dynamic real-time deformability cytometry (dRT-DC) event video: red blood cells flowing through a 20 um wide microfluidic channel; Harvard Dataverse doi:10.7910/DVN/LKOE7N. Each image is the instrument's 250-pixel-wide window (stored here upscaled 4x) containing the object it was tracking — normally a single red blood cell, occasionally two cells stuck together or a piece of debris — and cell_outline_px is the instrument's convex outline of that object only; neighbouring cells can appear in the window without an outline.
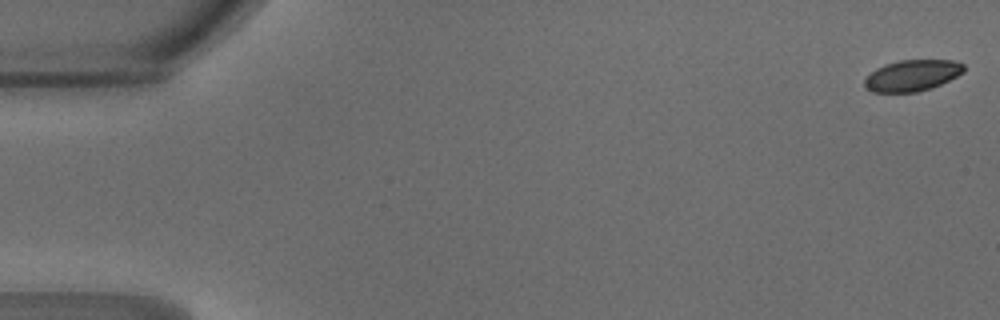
{"species": "common noctule bat (a hibernating species)", "species_latin": "Nyctalus noctula", "temperature_condition": "warm", "stored_images_in_passage": 48, "camera_frame_rate_fps": 3000, "um_per_image_px": 0.085, "animal": {"sex": "male", "body_mass_g": 18.8}, "frame": {"image": 1, "passage_image": 1, "time_ms": 0.0, "image_size_px": [1000, 320], "cell_outline_px": [[964, 72], [932, 88], [916, 92], [872, 92], [864, 88], [864, 80], [876, 68], [884, 64], [900, 60], [952, 60], [964, 64]], "centroid_in_image_um": [77.51, 6.41], "position_along_channel_um": 7.5, "area_um2": 18.03}}
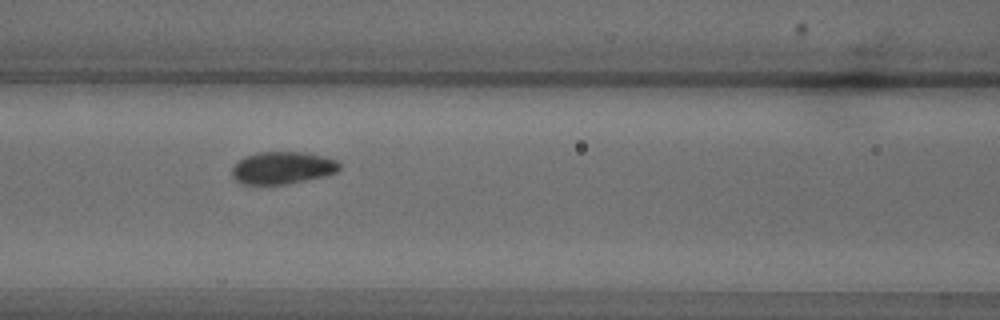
{"frame": {"image": 2, "passage_image": 21, "time_ms": 6.667, "image_size_px": [1000, 320], "cell_outline_px": [[340, 168], [336, 172], [324, 176], [288, 184], [240, 184], [232, 176], [232, 168], [244, 156], [260, 152], [308, 152], [324, 156], [336, 160], [340, 164]], "centroid_in_image_um": [24.02, 14.26], "position_along_channel_um": 142.6, "area_um2": 20.29}}
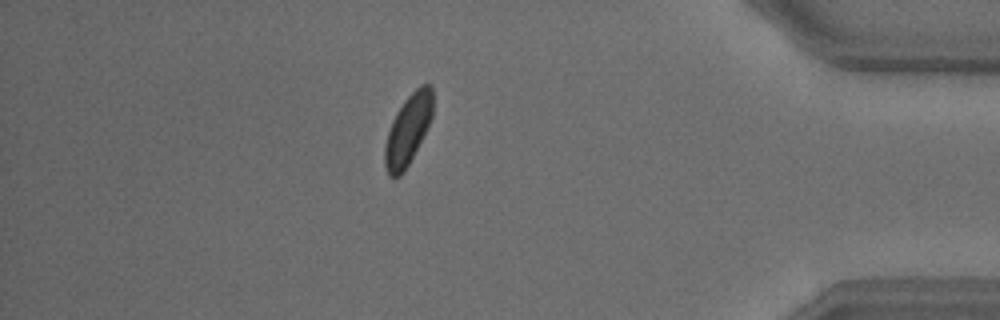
{"frame": {"image": 3, "passage_image": 42, "time_ms": 13.667, "image_size_px": [1000, 320], "cell_outline_px": [[432, 116], [404, 172], [400, 176], [388, 176], [384, 164], [384, 144], [392, 120], [396, 112], [404, 100], [420, 84], [432, 84]], "centroid_in_image_um": [34.64, 11.01], "position_along_channel_um": 400.6, "area_um2": 19.31}, "authors_computed_cell_mechanics": {"area_um2": 19.8254, "velocity_mm_per_s": 4.2204, "shape_relaxation_time_tau1_ms": 5.1799, "shape_relaxation_time_tau2_ms": 1.2829, "deformation_change_tau1": 0.1306, "deformation_change_tau2": 0.048}}